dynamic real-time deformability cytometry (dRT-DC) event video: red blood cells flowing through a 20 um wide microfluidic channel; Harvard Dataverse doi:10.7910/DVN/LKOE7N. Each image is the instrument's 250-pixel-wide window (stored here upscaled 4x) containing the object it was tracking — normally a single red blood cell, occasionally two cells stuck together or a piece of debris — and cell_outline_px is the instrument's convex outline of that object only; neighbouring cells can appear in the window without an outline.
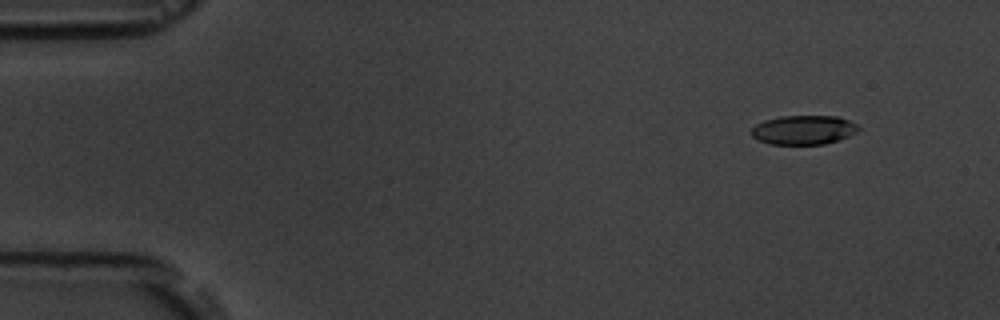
{"species": "common noctule bat (a hibernating species)", "species_latin": "Nyctalus noctula", "temperature_condition": "room temperature", "stored_images_in_passage": 9, "camera_frame_rate_fps": 3000, "um_per_image_px": 0.085, "animal": {"sex": "male", "body_mass_g": 19.5, "forearm_length_mm": 54.6}, "frame": {"image": 1, "passage_image": 1, "time_ms": 0.0, "image_size_px": [1000, 320], "cell_outline_px": [[860, 128], [856, 132], [840, 140], [824, 144], [768, 144], [752, 136], [752, 128], [756, 124], [764, 120], [780, 116], [836, 116], [848, 120], [856, 124]], "centroid_in_image_um": [68.31, 11.04], "position_along_channel_um": 16.7, "area_um2": 18.15}}
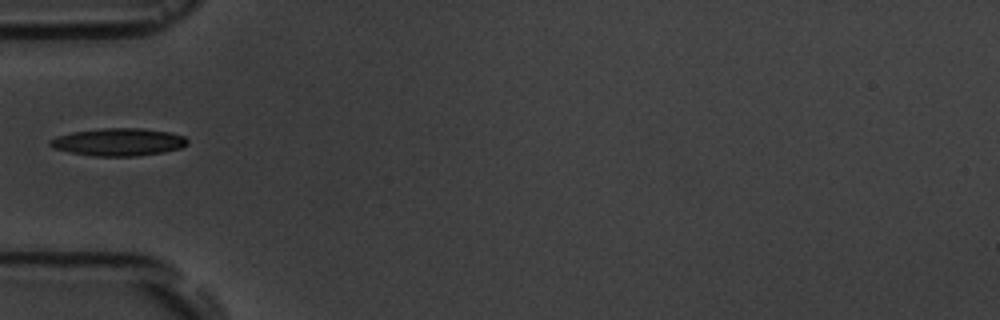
{"frame": {"image": 2, "passage_image": 4, "time_ms": 4.333, "image_size_px": [1000, 320], "cell_outline_px": [[188, 144], [180, 148], [164, 152], [136, 156], [92, 156], [68, 152], [52, 148], [48, 144], [48, 140], [56, 136], [72, 132], [100, 128], [140, 128], [168, 132], [184, 136], [188, 140]], "centroid_in_image_um": [10.02, 12.07], "position_along_channel_um": 75.0, "area_um2": 22.25}}
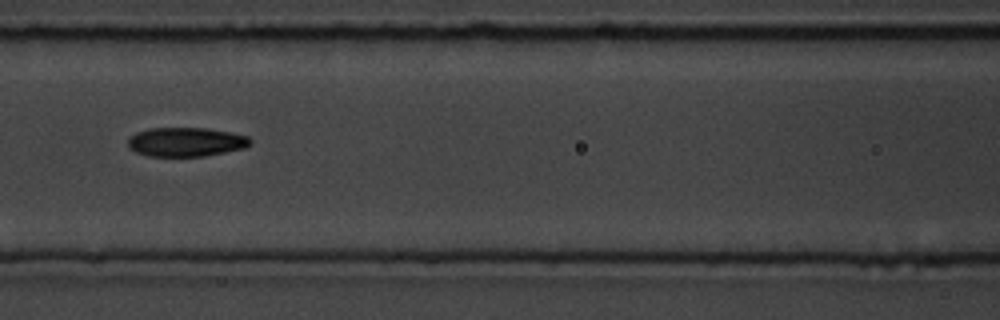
{"frame": {"image": 3, "passage_image": 6, "time_ms": 6.333, "image_size_px": [1000, 320], "cell_outline_px": [[252, 140], [244, 148], [204, 156], [148, 156], [136, 152], [128, 148], [128, 136], [136, 132], [148, 128], [208, 128], [248, 136]], "centroid_in_image_um": [15.75, 12.06], "position_along_channel_um": 150.9, "area_um2": 20.75}}